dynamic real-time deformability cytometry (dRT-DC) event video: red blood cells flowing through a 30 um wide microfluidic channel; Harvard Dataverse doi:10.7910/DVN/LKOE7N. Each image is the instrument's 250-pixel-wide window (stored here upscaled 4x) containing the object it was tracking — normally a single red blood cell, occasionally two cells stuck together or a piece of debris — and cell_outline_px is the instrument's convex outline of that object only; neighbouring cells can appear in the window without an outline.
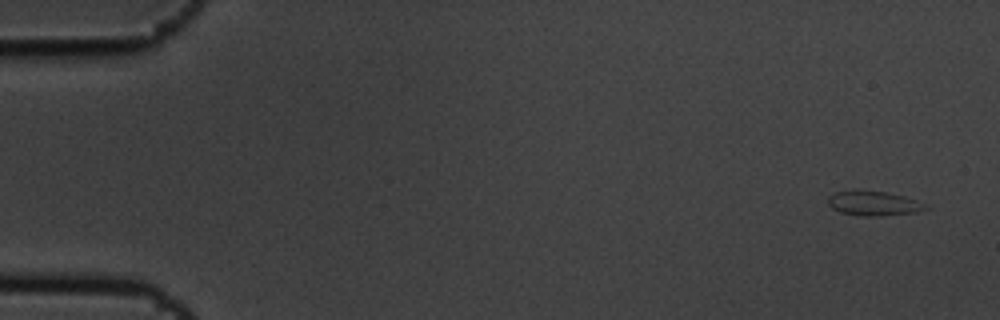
{"species": "common noctule bat (a hibernating species)", "species_latin": "Nyctalus noctula", "temperature_condition": "cold", "stored_images_in_passage": 5, "camera_frame_rate_fps": 3000, "um_per_image_px": 0.085, "animal": {"sex": "male", "body_mass_g": 19.5, "forearm_length_mm": 54.6}, "frame": {"image": 1, "passage_image": 1, "time_ms": 0.0, "image_size_px": [1000, 320], "cell_outline_px": [[928, 208], [916, 212], [876, 216], [856, 216], [840, 212], [832, 208], [828, 204], [828, 196], [836, 192], [852, 188], [860, 188], [884, 192], [904, 196], [916, 200]], "centroid_in_image_um": [74.15, 17.25], "position_along_channel_um": 10.9, "area_um2": 14.22}}
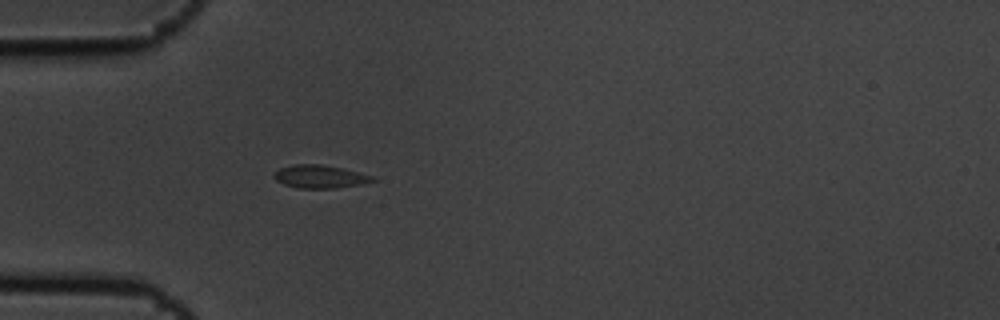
{"frame": {"image": 2, "passage_image": 5, "time_ms": 1.333, "image_size_px": [1000, 320], "cell_outline_px": [[376, 180], [360, 184], [336, 188], [300, 188], [284, 184], [276, 180], [272, 176], [280, 168], [292, 164], [320, 164], [344, 168], [372, 176]], "centroid_in_image_um": [27.17, 15.0], "position_along_channel_um": 57.8, "area_um2": 13.12}}